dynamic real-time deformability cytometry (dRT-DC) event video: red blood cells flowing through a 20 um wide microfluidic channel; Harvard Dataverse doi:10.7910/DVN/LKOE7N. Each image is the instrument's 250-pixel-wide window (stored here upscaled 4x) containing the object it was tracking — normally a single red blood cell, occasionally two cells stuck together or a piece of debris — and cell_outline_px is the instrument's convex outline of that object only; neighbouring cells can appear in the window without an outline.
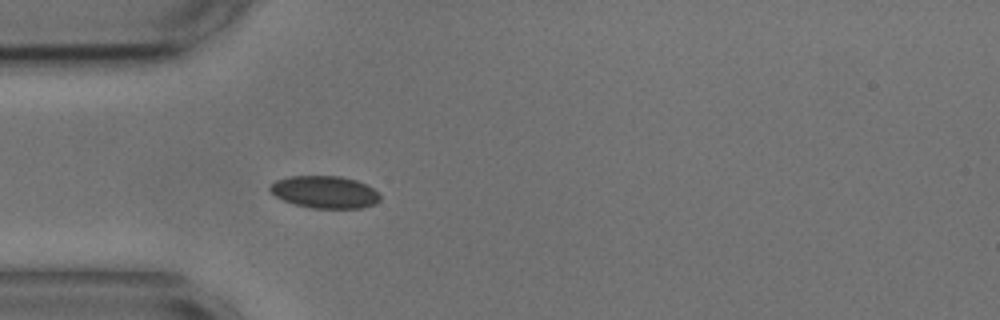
{"species": "common noctule bat (a hibernating species)", "species_latin": "Nyctalus noctula", "temperature_condition": "cold", "stored_images_in_passage": 30, "camera_frame_rate_fps": 3000, "um_per_image_px": 0.085, "animal": {"sex": "male", "body_mass_g": 17.9, "forearm_length_mm": 54.2}, "frame": {"image": 1, "passage_image": 5, "time_ms": 1.333, "image_size_px": [1000, 320], "cell_outline_px": [[380, 200], [376, 204], [360, 208], [312, 208], [296, 204], [284, 200], [276, 196], [268, 188], [276, 180], [288, 176], [340, 176], [356, 180], [380, 192]], "centroid_in_image_um": [27.63, 16.32], "position_along_channel_um": 57.4, "area_um2": 20.63}, "authors_computed_cell_mechanics": {"area_um2": 21.6172, "velocity_mm_per_s": 3.6279, "shape_relaxation_time_tau1_ms": null, "shape_relaxation_time_tau2_ms": 2.8799, "deformation_change_tau1": null, "deformation_change_tau2": 0.0778}}